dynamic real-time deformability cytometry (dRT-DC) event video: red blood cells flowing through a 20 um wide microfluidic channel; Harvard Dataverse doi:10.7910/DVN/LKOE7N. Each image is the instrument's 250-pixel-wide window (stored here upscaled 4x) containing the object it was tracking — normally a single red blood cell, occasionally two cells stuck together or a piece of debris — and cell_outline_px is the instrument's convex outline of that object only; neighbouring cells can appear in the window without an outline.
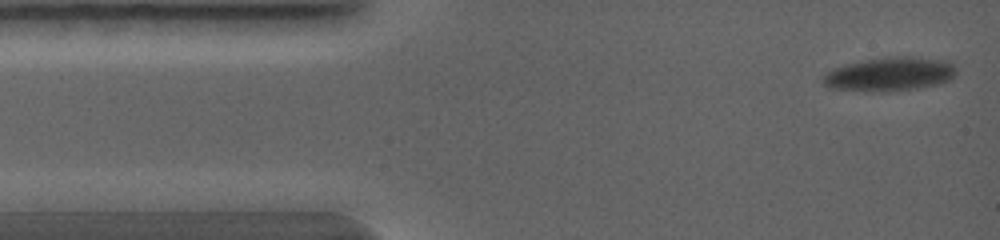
{"species": "common noctule bat (a hibernating species)", "species_latin": "Nyctalus noctula", "temperature_condition": "warm", "stored_images_in_passage": 11, "camera_frame_rate_fps": 5000, "um_per_image_px": 0.085, "animal": {"sex": "female", "body_mass_g": 19.0, "forearm_length_mm": 56.7}, "frame": {"image": 1, "passage_image": 1, "time_ms": 0.0, "image_size_px": [1000, 240], "cell_outline_px": [[956, 72], [948, 80], [936, 84], [920, 88], [888, 92], [864, 92], [828, 88], [824, 84], [820, 76], [832, 68], [844, 64], [864, 60], [888, 56], [920, 56], [952, 60], [956, 68]], "centroid_in_image_um": [75.61, 6.29], "position_along_channel_um": 9.4, "area_um2": 27.22}}
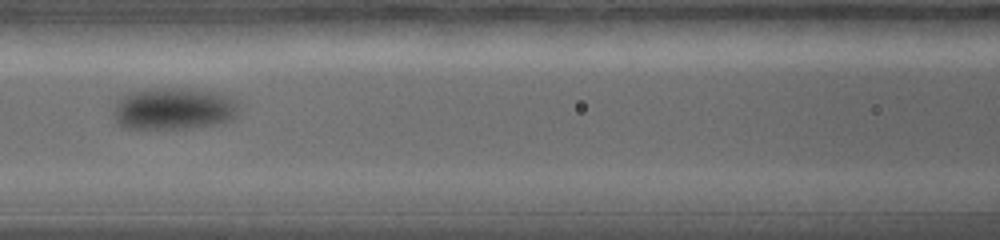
{"frame": {"image": 2, "passage_image": 8, "time_ms": 3.6, "image_size_px": [1000, 240], "cell_outline_px": [[236, 116], [232, 120], [216, 124], [188, 128], [124, 128], [112, 116], [112, 112], [116, 104], [128, 92], [152, 88], [192, 88], [216, 92], [232, 96], [236, 104]], "centroid_in_image_um": [14.76, 9.22], "position_along_channel_um": 151.8, "area_um2": 30.75}}
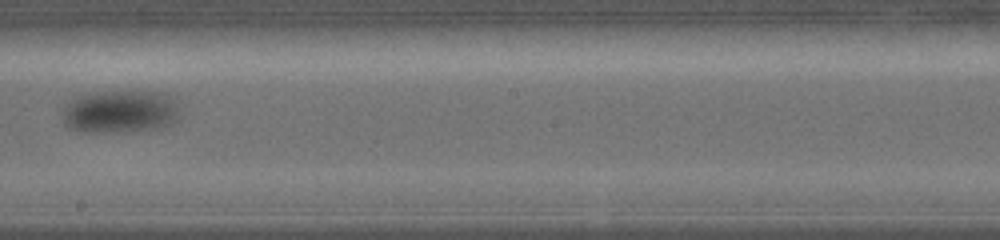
{"frame": {"image": 3, "passage_image": 11, "time_ms": 5.0, "image_size_px": [1000, 240], "cell_outline_px": [[176, 120], [172, 124], [160, 128], [116, 132], [80, 132], [64, 124], [64, 108], [72, 100], [84, 92], [164, 92], [176, 96]], "centroid_in_image_um": [10.23, 9.48], "position_along_channel_um": 238.0, "area_um2": 29.25}}